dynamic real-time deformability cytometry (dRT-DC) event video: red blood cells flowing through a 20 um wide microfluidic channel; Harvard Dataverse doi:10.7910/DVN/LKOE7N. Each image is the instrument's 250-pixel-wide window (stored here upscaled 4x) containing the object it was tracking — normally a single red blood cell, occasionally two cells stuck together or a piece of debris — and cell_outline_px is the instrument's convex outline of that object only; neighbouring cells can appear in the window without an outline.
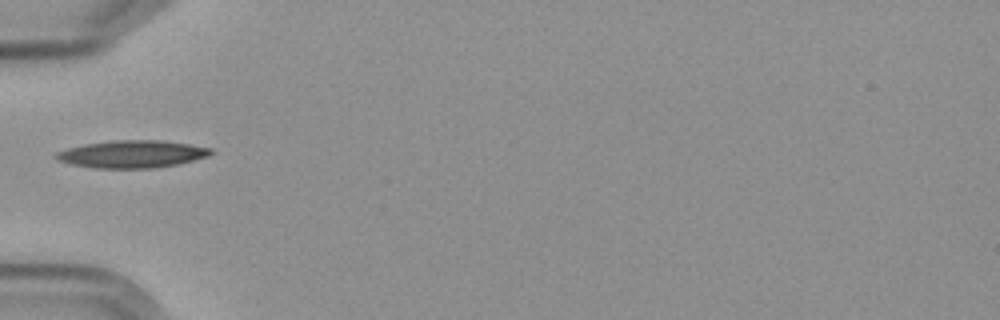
{"species": "Egyptian fruit bat (a non-hibernating species)", "species_latin": "Rousettus aegyptiacus", "temperature_condition": "cold", "stored_images_in_passage": 4, "camera_frame_rate_fps": 3000, "um_per_image_px": 0.085, "frame": {"image": 1, "passage_image": 4, "time_ms": 4.333, "image_size_px": [1000, 320], "cell_outline_px": [[212, 152], [208, 156], [176, 164], [156, 168], [92, 168], [72, 164], [56, 160], [52, 156], [56, 152], [68, 148], [84, 144], [112, 140], [164, 140], [212, 148]], "centroid_in_image_um": [11.17, 13.09], "position_along_channel_um": 73.8, "area_um2": 24.8}}